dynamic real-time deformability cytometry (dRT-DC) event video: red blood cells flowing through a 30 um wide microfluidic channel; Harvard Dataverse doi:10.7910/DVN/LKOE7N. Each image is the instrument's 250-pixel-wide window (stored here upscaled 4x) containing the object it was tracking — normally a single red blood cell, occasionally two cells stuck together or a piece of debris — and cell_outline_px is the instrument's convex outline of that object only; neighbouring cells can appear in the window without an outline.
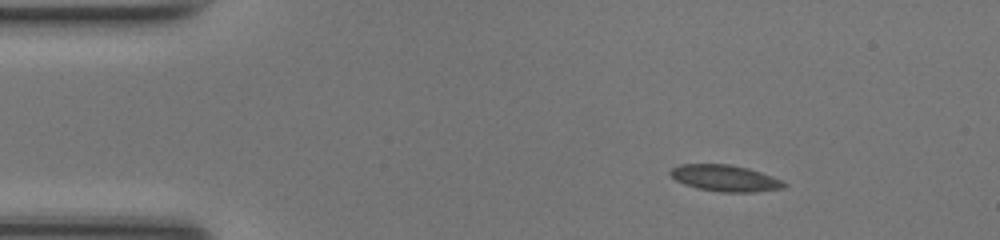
{"species": "common noctule bat (a hibernating species)", "species_latin": "Nyctalus noctula", "temperature_condition": "room temperature", "stored_images_in_passage": 43, "camera_frame_rate_fps": 3000, "um_per_image_px": 0.085, "animal": {"sex": "female", "body_mass_g": 17.0, "forearm_length_mm": 48.0}, "frame": {"image": 1, "passage_image": 1, "time_ms": 0.0, "image_size_px": [1000, 240], "cell_outline_px": [[788, 184], [784, 188], [756, 192], [720, 192], [696, 188], [684, 184], [676, 180], [668, 172], [672, 168], [680, 164], [732, 164], [748, 168], [772, 176]], "centroid_in_image_um": [61.63, 15.14], "position_along_channel_um": 23.4, "area_um2": 17.57}}
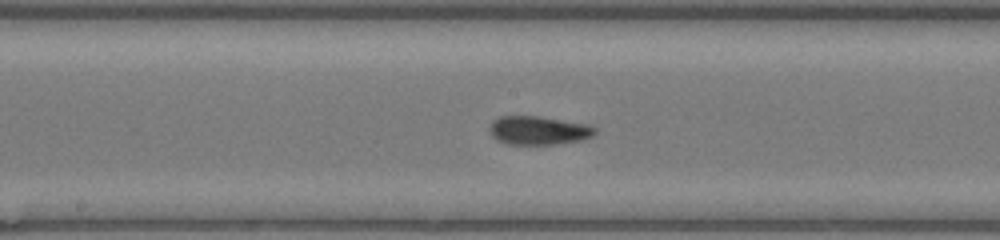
{"frame": {"image": 2, "passage_image": 19, "time_ms": 6.0, "image_size_px": [1000, 240], "cell_outline_px": [[596, 132], [592, 136], [580, 140], [556, 144], [508, 144], [496, 140], [492, 136], [488, 128], [492, 120], [500, 116], [540, 116], [588, 124], [596, 128]], "centroid_in_image_um": [45.74, 11.07], "position_along_channel_um": 202.5, "area_um2": 17.69}}
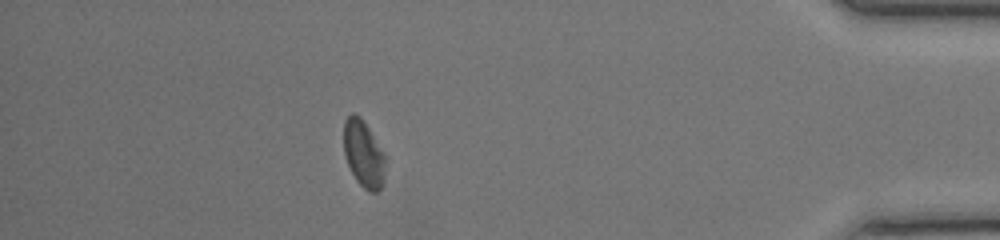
{"frame": {"image": 3, "passage_image": 37, "time_ms": 12.0, "image_size_px": [1000, 240], "cell_outline_px": [[388, 156], [384, 180], [380, 188], [376, 192], [368, 192], [356, 180], [348, 164], [344, 152], [344, 120], [352, 112], [360, 116]], "centroid_in_image_um": [30.95, 13.08], "position_along_channel_um": 404.2, "area_um2": 16.59}, "authors_computed_cell_mechanics": {"area_um2": 17.3978, "velocity_mm_per_s": 4.231, "shape_relaxation_time_tau1_ms": 9.2957, "shape_relaxation_time_tau2_ms": 2.3823, "deformation_change_tau1": 0.1889, "deformation_change_tau2": 0.0564}}